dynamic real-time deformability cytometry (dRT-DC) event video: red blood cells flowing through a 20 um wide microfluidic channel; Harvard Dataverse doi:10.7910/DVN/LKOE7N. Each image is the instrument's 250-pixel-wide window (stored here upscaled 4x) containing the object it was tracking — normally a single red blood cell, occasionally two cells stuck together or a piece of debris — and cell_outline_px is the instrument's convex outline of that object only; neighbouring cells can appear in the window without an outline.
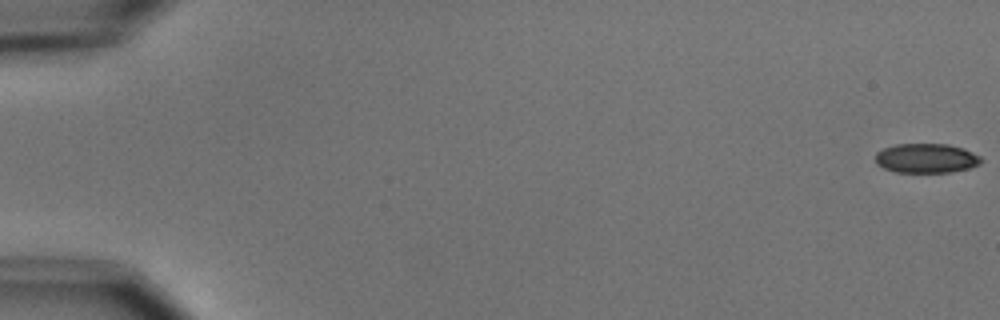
{"species": "common noctule bat (a hibernating species)", "species_latin": "Nyctalus noctula", "temperature_condition": "cold", "stored_images_in_passage": 6, "camera_frame_rate_fps": 3000, "um_per_image_px": 0.085, "animal": {"sex": "male", "body_mass_g": 15.6}, "frame": {"image": 1, "passage_image": 1, "time_ms": 0.0, "image_size_px": [1000, 320], "cell_outline_px": [[984, 160], [980, 164], [968, 168], [952, 172], [896, 172], [884, 168], [876, 164], [876, 152], [884, 148], [896, 144], [948, 144], [964, 148], [980, 156]], "centroid_in_image_um": [78.75, 13.45], "position_along_channel_um": 6.2, "area_um2": 18.21}}
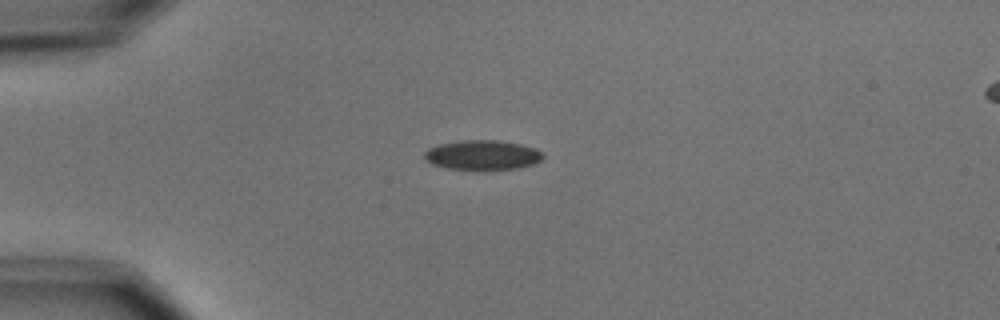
{"frame": {"image": 2, "passage_image": 5, "time_ms": 4.667, "image_size_px": [1000, 320], "cell_outline_px": [[544, 156], [536, 164], [516, 168], [484, 172], [480, 172], [448, 168], [432, 164], [424, 160], [424, 152], [428, 148], [436, 144], [460, 140], [496, 140], [520, 144], [536, 148], [544, 152]], "centroid_in_image_um": [41.0, 13.21], "position_along_channel_um": 44.0, "area_um2": 21.39}}